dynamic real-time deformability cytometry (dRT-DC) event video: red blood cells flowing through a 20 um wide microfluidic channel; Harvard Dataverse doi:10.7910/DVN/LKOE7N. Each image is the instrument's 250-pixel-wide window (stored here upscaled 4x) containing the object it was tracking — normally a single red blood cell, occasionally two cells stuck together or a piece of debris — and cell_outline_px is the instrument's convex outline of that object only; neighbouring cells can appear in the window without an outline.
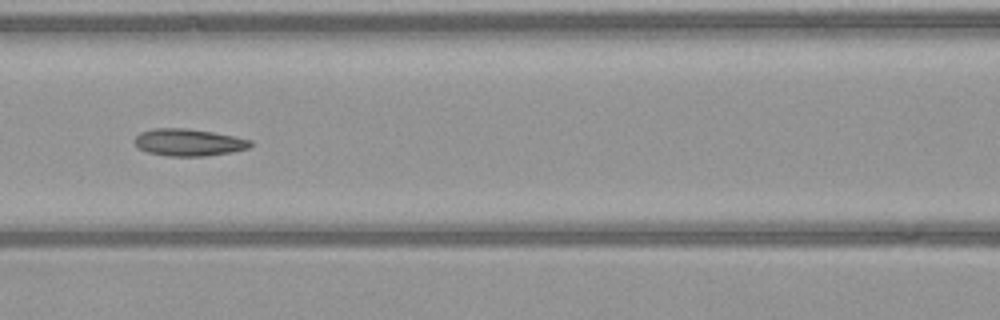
{"species": "common noctule bat (a hibernating species)", "species_latin": "Nyctalus noctula", "temperature_condition": "warm", "stored_images_in_passage": 16, "camera_frame_rate_fps": 3000, "um_per_image_px": 0.085, "animal": {"sex": "female", "body_mass_g": 21.9}, "frame": {"image": 1, "passage_image": 12, "time_ms": 3.667, "image_size_px": [1000, 320], "cell_outline_px": [[252, 144], [248, 148], [232, 152], [204, 156], [168, 156], [148, 152], [140, 148], [132, 140], [140, 132], [152, 128], [184, 128], [212, 132], [252, 140]], "centroid_in_image_um": [16.01, 12.1], "position_along_channel_um": 150.6, "area_um2": 18.21}}